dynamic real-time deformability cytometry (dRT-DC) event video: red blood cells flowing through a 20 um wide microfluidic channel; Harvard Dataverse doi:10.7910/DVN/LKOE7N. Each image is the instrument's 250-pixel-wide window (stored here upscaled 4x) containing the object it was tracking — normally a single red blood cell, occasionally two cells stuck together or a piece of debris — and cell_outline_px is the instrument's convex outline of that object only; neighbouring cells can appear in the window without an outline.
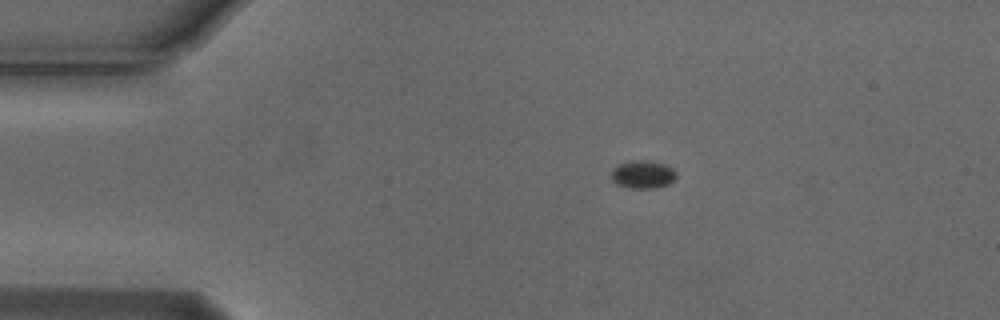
{"species": "Egyptian fruit bat (a non-hibernating species)", "species_latin": "Rousettus aegyptiacus", "temperature_condition": "cold", "stored_images_in_passage": 5, "camera_frame_rate_fps": 3000, "um_per_image_px": 0.085, "animal": {"sex": "male"}, "frame": {"image": 1, "passage_image": 1, "time_ms": 0.0, "image_size_px": [1000, 320], "cell_outline_px": [[676, 180], [668, 184], [656, 188], [632, 188], [616, 184], [608, 176], [608, 172], [612, 168], [620, 164], [636, 160], [648, 160], [664, 164], [672, 168], [676, 172]], "centroid_in_image_um": [54.61, 14.83], "position_along_channel_um": 30.4, "area_um2": 10.81}}
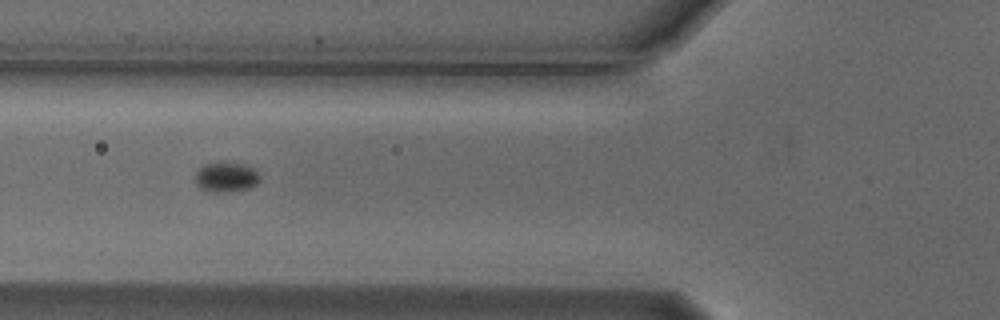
{"frame": {"image": 2, "passage_image": 4, "time_ms": 1.0, "image_size_px": [1000, 320], "cell_outline_px": [[260, 180], [256, 184], [248, 188], [220, 192], [212, 192], [200, 188], [196, 184], [196, 172], [204, 164], [224, 160], [228, 160], [244, 164], [256, 168], [260, 176]], "centroid_in_image_um": [19.24, 15.0], "position_along_channel_um": 106.6, "area_um2": 11.56}}
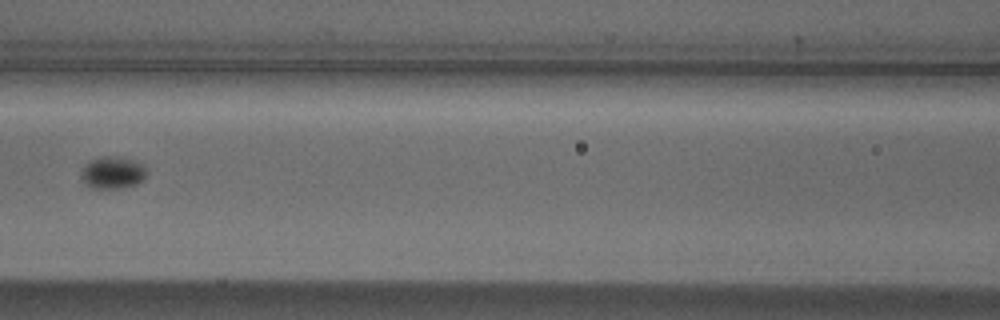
{"frame": {"image": 3, "passage_image": 5, "time_ms": 1.333, "image_size_px": [1000, 320], "cell_outline_px": [[148, 172], [144, 180], [136, 184], [120, 188], [92, 188], [84, 184], [80, 176], [84, 164], [88, 160], [104, 156], [120, 156], [144, 164]], "centroid_in_image_um": [9.57, 14.66], "position_along_channel_um": 157.0, "area_um2": 12.6}}